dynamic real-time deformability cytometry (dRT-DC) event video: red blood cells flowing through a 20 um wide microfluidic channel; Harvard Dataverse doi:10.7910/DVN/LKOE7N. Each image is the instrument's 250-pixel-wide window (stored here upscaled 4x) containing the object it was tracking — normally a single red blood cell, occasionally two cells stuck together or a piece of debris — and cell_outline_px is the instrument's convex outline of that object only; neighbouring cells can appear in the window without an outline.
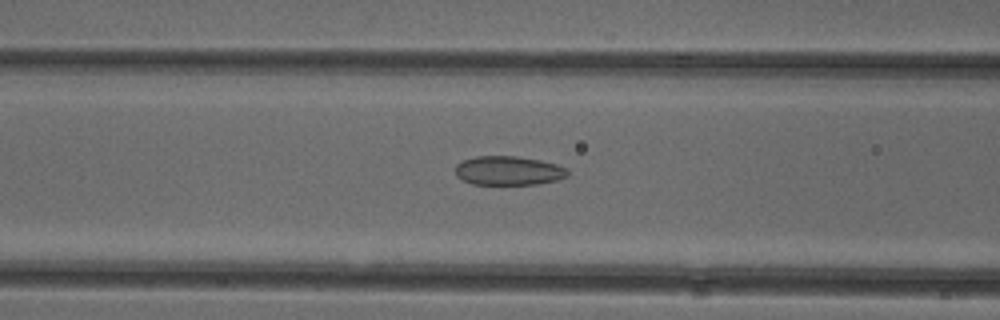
{"species": "common noctule bat (a hibernating species)", "species_latin": "Nyctalus noctula", "temperature_condition": "cold", "stored_images_in_passage": 52, "camera_frame_rate_fps": 3000, "um_per_image_px": 0.085, "animal": {"sex": "female"}, "frame": {"image": 1, "passage_image": 21, "time_ms": 6.667, "image_size_px": [1000, 320], "cell_outline_px": [[568, 176], [556, 180], [536, 184], [472, 184], [456, 176], [456, 164], [460, 160], [476, 156], [516, 156], [540, 160], [556, 164], [568, 168]], "centroid_in_image_um": [43.21, 14.49], "position_along_channel_um": 123.4, "area_um2": 19.07}}
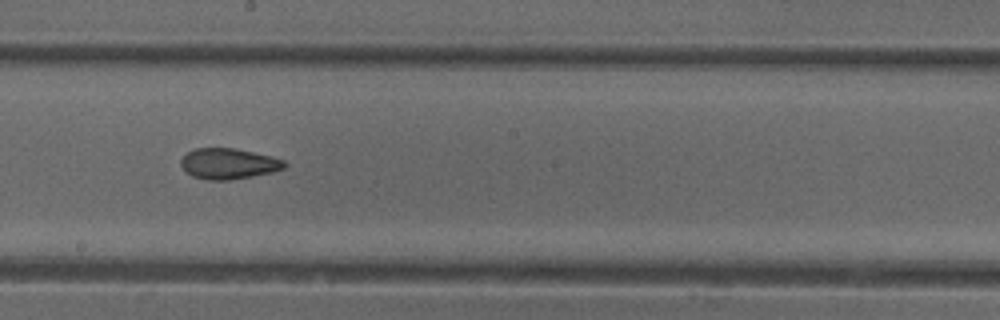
{"frame": {"image": 2, "passage_image": 29, "time_ms": 9.333, "image_size_px": [1000, 320], "cell_outline_px": [[288, 164], [284, 168], [272, 172], [252, 176], [228, 180], [208, 180], [192, 176], [180, 164], [180, 160], [188, 152], [196, 148], [236, 148], [284, 160]], "centroid_in_image_um": [19.42, 13.91], "position_along_channel_um": 228.8, "area_um2": 18.32}}
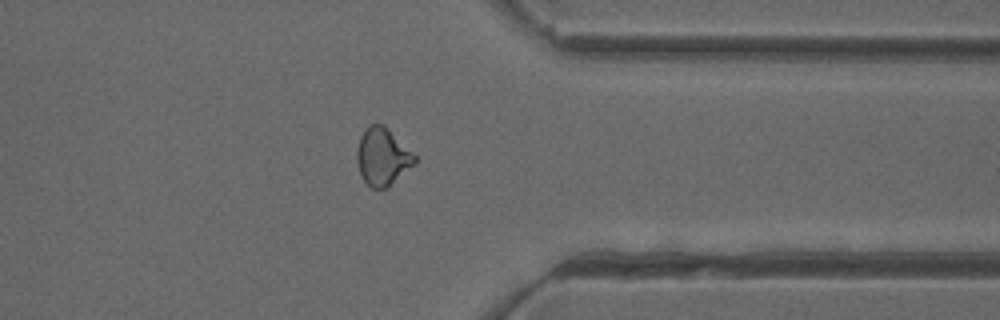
{"frame": {"image": 3, "passage_image": 41, "time_ms": 13.333, "image_size_px": [1000, 320], "cell_outline_px": [[416, 164], [388, 188], [372, 188], [364, 180], [360, 172], [356, 160], [356, 152], [360, 136], [364, 128], [368, 124], [384, 124], [416, 156]], "centroid_in_image_um": [32.52, 13.31], "position_along_channel_um": 378.9, "area_um2": 19.54}, "authors_computed_cell_mechanics": {"area_um2": 19.7387, "velocity_mm_per_s": 3.9392, "shape_relaxation_time_tau1_ms": 7.4897, "shape_relaxation_time_tau2_ms": 2.3122, "deformation_change_tau1": 0.1173, "deformation_change_tau2": 0.0846}}